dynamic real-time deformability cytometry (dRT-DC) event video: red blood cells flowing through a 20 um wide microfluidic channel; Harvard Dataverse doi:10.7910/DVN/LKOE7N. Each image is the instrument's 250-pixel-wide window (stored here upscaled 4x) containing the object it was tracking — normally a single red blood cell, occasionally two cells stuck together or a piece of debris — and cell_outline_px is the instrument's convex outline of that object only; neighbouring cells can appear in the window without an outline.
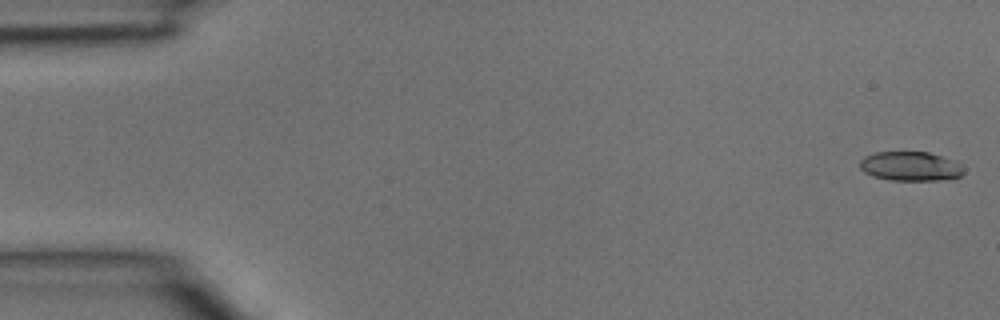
{"species": "common noctule bat (a hibernating species)", "species_latin": "Nyctalus noctula", "temperature_condition": "room temperature", "stored_images_in_passage": 36, "camera_frame_rate_fps": 3000, "um_per_image_px": 0.085, "animal": {"sex": "male", "body_mass_g": 15.6}, "frame": {"image": 1, "passage_image": 1, "time_ms": 0.0, "image_size_px": [1000, 320], "cell_outline_px": [[964, 172], [960, 176], [940, 180], [892, 180], [872, 176], [864, 172], [860, 168], [860, 160], [864, 156], [876, 152], [928, 152], [952, 160], [960, 164], [964, 168]], "centroid_in_image_um": [77.36, 14.13], "position_along_channel_um": 7.6, "area_um2": 17.63}}
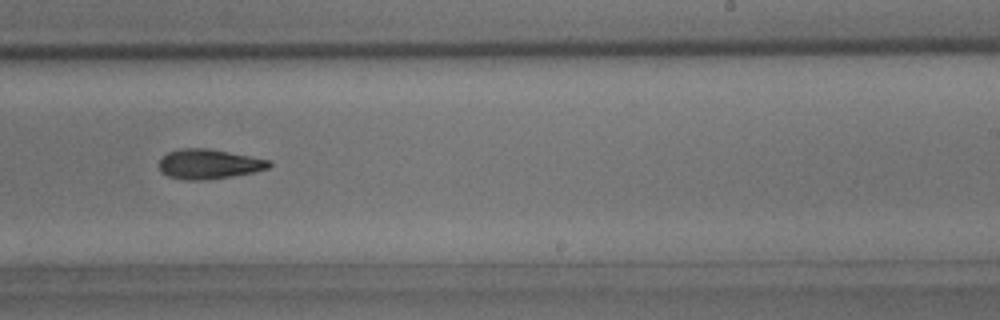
{"frame": {"image": 2, "passage_image": 25, "time_ms": 8.0, "image_size_px": [1000, 320], "cell_outline_px": [[272, 164], [268, 168], [252, 172], [204, 180], [184, 180], [168, 176], [160, 172], [160, 160], [168, 152], [180, 148], [208, 148], [272, 160]], "centroid_in_image_um": [17.74, 13.93], "position_along_channel_um": 271.3, "area_um2": 18.96}}
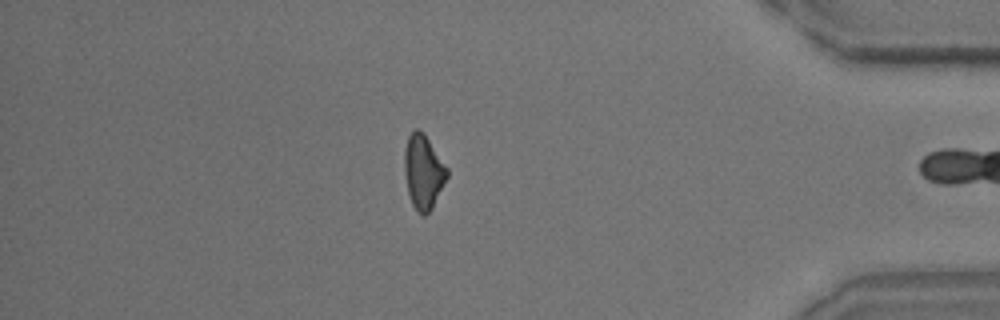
{"frame": {"image": 3, "passage_image": 35, "time_ms": 11.333, "image_size_px": [1000, 320], "cell_outline_px": [[448, 176], [432, 208], [424, 216], [416, 212], [412, 204], [408, 192], [404, 172], [404, 148], [408, 136], [412, 128], [420, 128], [424, 132], [448, 168]], "centroid_in_image_um": [35.97, 14.56], "position_along_channel_um": 399.2, "area_um2": 18.73}}